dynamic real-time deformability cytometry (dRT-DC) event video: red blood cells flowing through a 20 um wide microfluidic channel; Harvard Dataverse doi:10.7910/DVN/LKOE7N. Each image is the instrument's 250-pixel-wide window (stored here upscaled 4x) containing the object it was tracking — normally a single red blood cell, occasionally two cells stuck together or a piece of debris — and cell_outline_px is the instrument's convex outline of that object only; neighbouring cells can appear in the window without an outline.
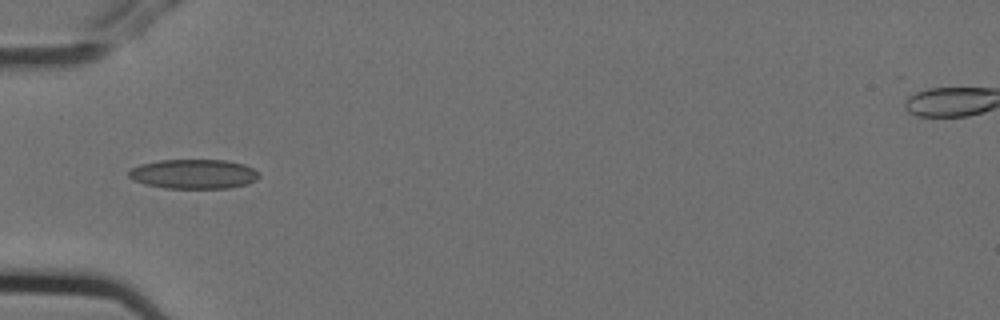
{"species": "Egyptian fruit bat (a non-hibernating species)", "species_latin": "Rousettus aegyptiacus", "temperature_condition": "cold", "stored_images_in_passage": 7, "camera_frame_rate_fps": 3000, "um_per_image_px": 0.085, "animal": {"sex": "female"}, "frame": {"image": 1, "passage_image": 6, "time_ms": 1.667, "image_size_px": [1000, 320], "cell_outline_px": [[260, 176], [256, 180], [248, 184], [228, 188], [164, 188], [144, 184], [132, 180], [128, 176], [128, 172], [132, 168], [140, 164], [160, 160], [228, 160], [244, 164], [252, 168]], "centroid_in_image_um": [16.44, 14.79], "position_along_channel_um": 68.6, "area_um2": 22.48}}
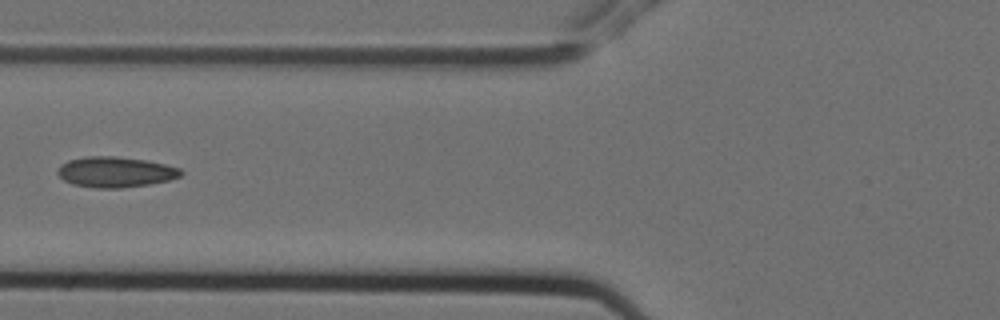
{"frame": {"image": 2, "passage_image": 7, "time_ms": 2.0, "image_size_px": [1000, 320], "cell_outline_px": [[184, 172], [180, 176], [168, 180], [148, 184], [120, 188], [96, 188], [72, 184], [64, 180], [56, 172], [60, 164], [68, 160], [84, 156], [116, 156], [144, 160], [164, 164], [180, 168]], "centroid_in_image_um": [9.77, 14.61], "position_along_channel_um": 116.0, "area_um2": 21.91}}